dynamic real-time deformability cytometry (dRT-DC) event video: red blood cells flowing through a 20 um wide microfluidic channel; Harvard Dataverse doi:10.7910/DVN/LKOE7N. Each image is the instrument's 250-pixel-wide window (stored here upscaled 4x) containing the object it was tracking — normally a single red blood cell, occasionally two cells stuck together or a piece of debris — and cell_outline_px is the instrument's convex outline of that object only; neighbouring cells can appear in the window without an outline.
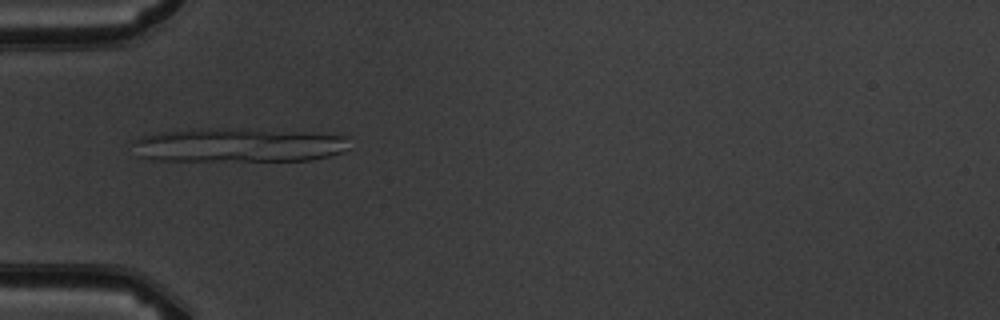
{"species": "common noctule bat (a hibernating species)", "species_latin": "Nyctalus noctula", "temperature_condition": "warm", "stored_images_in_passage": 7, "segment_of_instrument_passage": [1, 2], "camera_frame_rate_fps": 3000, "um_per_image_px": 0.085, "animal": {"sex": "male", "body_mass_g": 19.5, "forearm_length_mm": 54.6}, "frame": {"image": 1, "passage_image": 2, "time_ms": 1.333, "image_size_px": [1000, 320], "cell_outline_px": [[352, 148], [344, 152], [312, 160], [152, 160], [136, 156], [132, 144], [140, 136], [176, 128], [244, 128], [312, 132], [344, 136]], "centroid_in_image_um": [20.22, 12.31], "position_along_channel_um": 64.8, "area_um2": 43.93}}
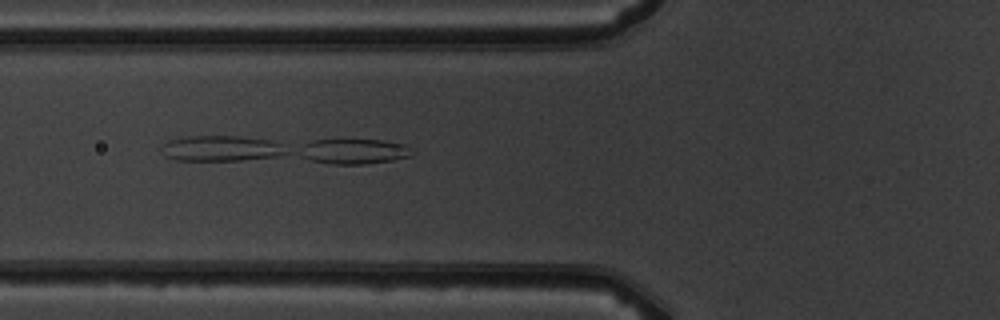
{"frame": {"image": 2, "passage_image": 3, "time_ms": 2.333, "image_size_px": [1000, 320], "cell_outline_px": [[412, 156], [392, 160], [364, 164], [332, 164], [172, 160], [164, 156], [160, 148], [168, 140], [184, 136], [240, 136], [384, 140], [404, 144]], "centroid_in_image_um": [24.05, 12.75], "position_along_channel_um": 101.8, "area_um2": 42.25}}